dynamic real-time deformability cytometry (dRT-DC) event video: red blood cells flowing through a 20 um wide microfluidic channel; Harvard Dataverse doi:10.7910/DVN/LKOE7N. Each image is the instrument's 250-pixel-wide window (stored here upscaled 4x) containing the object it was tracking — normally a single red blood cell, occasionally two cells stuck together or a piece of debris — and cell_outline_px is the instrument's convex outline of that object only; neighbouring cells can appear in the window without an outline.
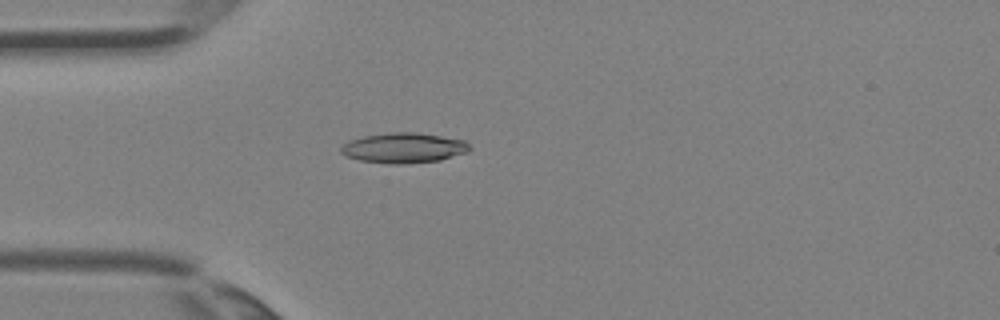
{"species": "Egyptian fruit bat (a non-hibernating species)", "species_latin": "Rousettus aegyptiacus", "temperature_condition": "room temperature", "stored_images_in_passage": 2, "camera_frame_rate_fps": 3000, "um_per_image_px": 0.085, "animal": {"sex": "female"}, "frame": {"image": 1, "passage_image": 2, "time_ms": 0.333, "image_size_px": [1000, 320], "cell_outline_px": [[472, 148], [468, 152], [440, 160], [400, 164], [396, 164], [360, 160], [344, 156], [340, 152], [340, 148], [348, 140], [364, 136], [392, 132], [416, 132], [464, 140]], "centroid_in_image_um": [34.3, 12.57], "position_along_channel_um": 50.7, "area_um2": 22.54}}